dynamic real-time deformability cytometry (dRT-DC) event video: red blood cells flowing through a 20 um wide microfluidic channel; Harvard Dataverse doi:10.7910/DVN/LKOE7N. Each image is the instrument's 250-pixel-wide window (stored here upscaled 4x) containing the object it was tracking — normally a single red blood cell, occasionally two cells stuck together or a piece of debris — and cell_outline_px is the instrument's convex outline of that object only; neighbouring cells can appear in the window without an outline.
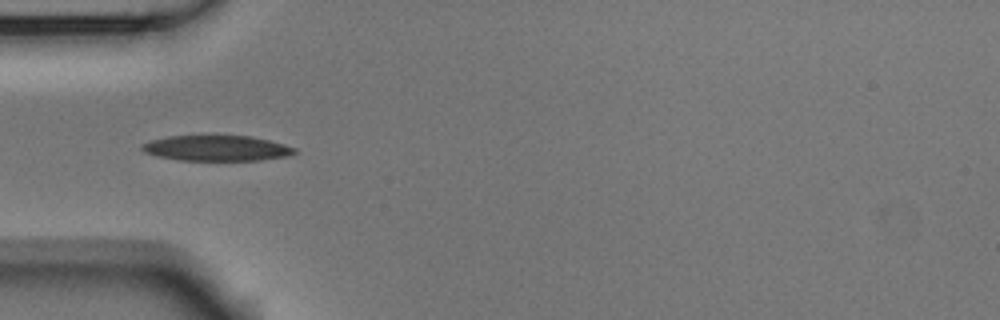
{"species": "Egyptian fruit bat (a non-hibernating species)", "species_latin": "Rousettus aegyptiacus", "temperature_condition": "room temperature", "stored_images_in_passage": 8, "camera_frame_rate_fps": 3000, "um_per_image_px": 0.085, "animal": {"sex": "male"}, "frame": {"image": 1, "passage_image": 4, "time_ms": 1.0, "image_size_px": [1000, 320], "cell_outline_px": [[296, 152], [288, 156], [260, 160], [176, 160], [156, 156], [144, 152], [140, 148], [140, 144], [152, 140], [168, 136], [252, 136], [284, 144], [296, 148]], "centroid_in_image_um": [18.38, 12.6], "position_along_channel_um": 66.6, "area_um2": 22.66}}
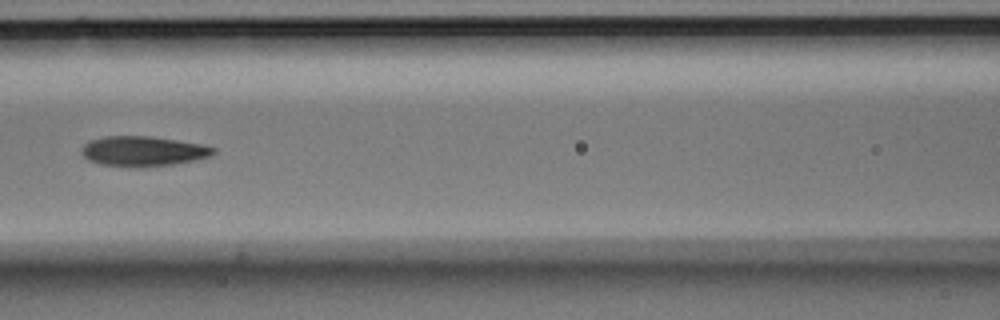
{"frame": {"image": 2, "passage_image": 6, "time_ms": 1.667, "image_size_px": [1000, 320], "cell_outline_px": [[216, 152], [208, 156], [192, 160], [172, 164], [144, 168], [136, 168], [100, 164], [88, 160], [80, 152], [80, 148], [88, 140], [104, 136], [148, 136], [204, 144], [216, 148]], "centroid_in_image_um": [12.11, 12.85], "position_along_channel_um": 154.5, "area_um2": 23.29}}
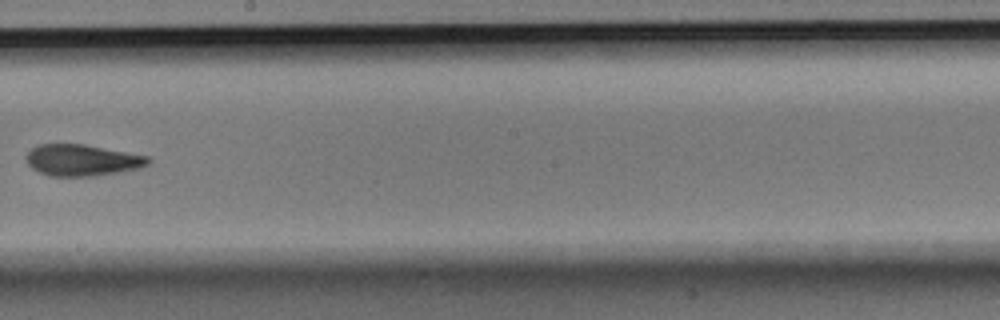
{"frame": {"image": 3, "passage_image": 8, "time_ms": 2.333, "image_size_px": [1000, 320], "cell_outline_px": [[152, 160], [148, 164], [140, 168], [120, 172], [96, 176], [48, 176], [32, 168], [28, 164], [24, 156], [32, 148], [40, 144], [84, 144], [152, 156]], "centroid_in_image_um": [7.02, 13.61], "position_along_channel_um": 241.2, "area_um2": 22.66}}